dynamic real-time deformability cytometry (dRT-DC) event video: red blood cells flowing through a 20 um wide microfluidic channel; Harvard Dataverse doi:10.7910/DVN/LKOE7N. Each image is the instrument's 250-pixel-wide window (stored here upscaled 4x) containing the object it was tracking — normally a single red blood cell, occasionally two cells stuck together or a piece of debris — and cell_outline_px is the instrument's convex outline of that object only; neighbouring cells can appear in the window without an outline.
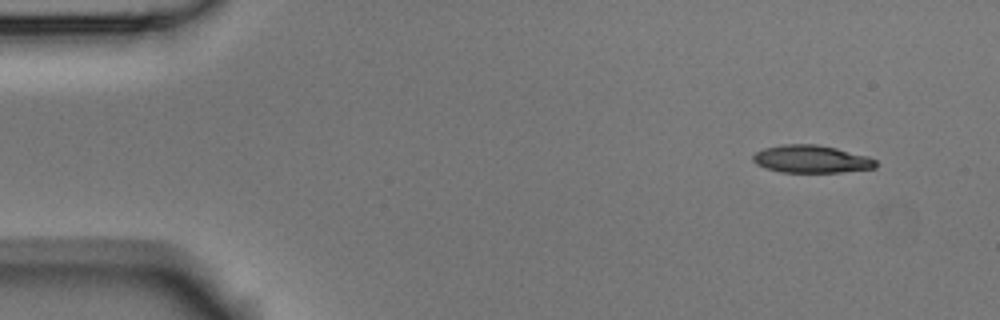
{"species": "Egyptian fruit bat (a non-hibernating species)", "species_latin": "Rousettus aegyptiacus", "temperature_condition": "room temperature", "stored_images_in_passage": 3, "camera_frame_rate_fps": 3000, "um_per_image_px": 0.085, "animal": {"sex": "male"}, "frame": {"image": 1, "passage_image": 1, "time_ms": 0.0, "image_size_px": [1000, 320], "cell_outline_px": [[876, 168], [840, 172], [780, 172], [764, 168], [756, 164], [752, 160], [752, 156], [756, 152], [764, 148], [784, 144], [816, 144], [836, 148], [868, 156], [876, 160]], "centroid_in_image_um": [68.94, 13.52], "position_along_channel_um": 16.1, "area_um2": 19.83}}